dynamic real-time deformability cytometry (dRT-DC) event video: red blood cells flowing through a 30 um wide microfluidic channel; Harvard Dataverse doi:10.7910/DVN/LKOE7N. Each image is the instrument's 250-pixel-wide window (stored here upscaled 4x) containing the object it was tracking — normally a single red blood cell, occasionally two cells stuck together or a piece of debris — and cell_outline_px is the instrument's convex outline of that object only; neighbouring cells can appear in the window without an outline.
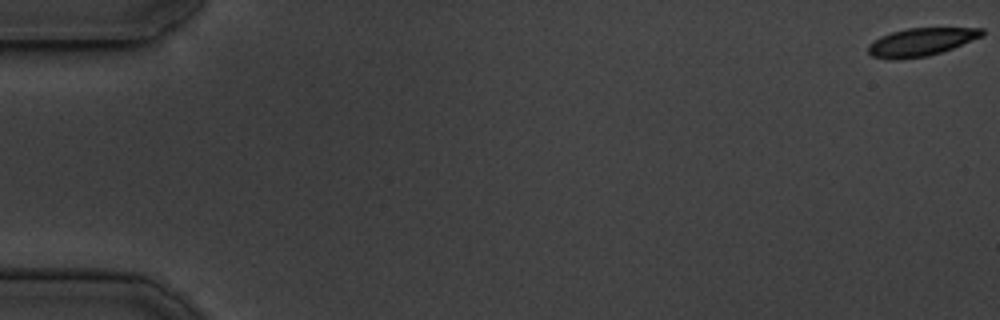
{"species": "common noctule bat (a hibernating species)", "species_latin": "Nyctalus noctula", "temperature_condition": "cold", "stored_images_in_passage": 56, "camera_frame_rate_fps": 3000, "um_per_image_px": 0.085, "animal": {"sex": "male", "body_mass_g": 19.5, "forearm_length_mm": 54.6}, "frame": {"image": 1, "passage_image": 1, "time_ms": 0.0, "image_size_px": [1000, 320], "cell_outline_px": [[984, 36], [952, 48], [928, 56], [896, 60], [872, 56], [868, 52], [868, 44], [880, 36], [892, 32], [908, 28], [984, 28]], "centroid_in_image_um": [78.29, 3.57], "position_along_channel_um": 6.7, "area_um2": 18.5}}
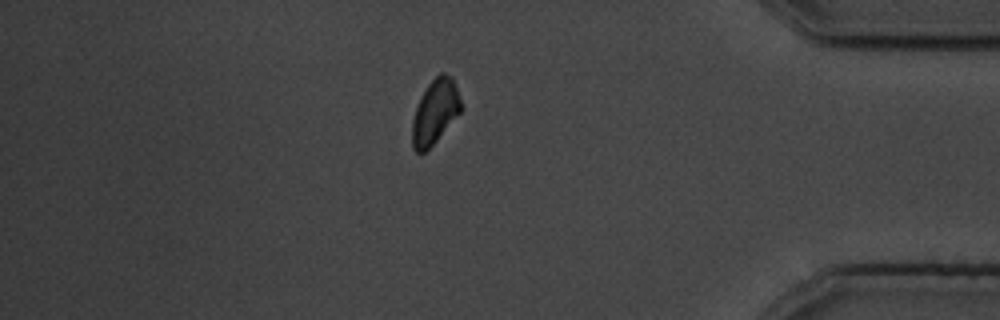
{"frame": {"image": 2, "passage_image": 48, "time_ms": 15.667, "image_size_px": [1000, 320], "cell_outline_px": [[464, 108], [436, 140], [424, 152], [416, 152], [412, 148], [412, 120], [416, 108], [428, 84], [440, 72], [444, 72], [452, 76]], "centroid_in_image_um": [37.0, 9.48], "position_along_channel_um": 398.2, "area_um2": 18.15}}
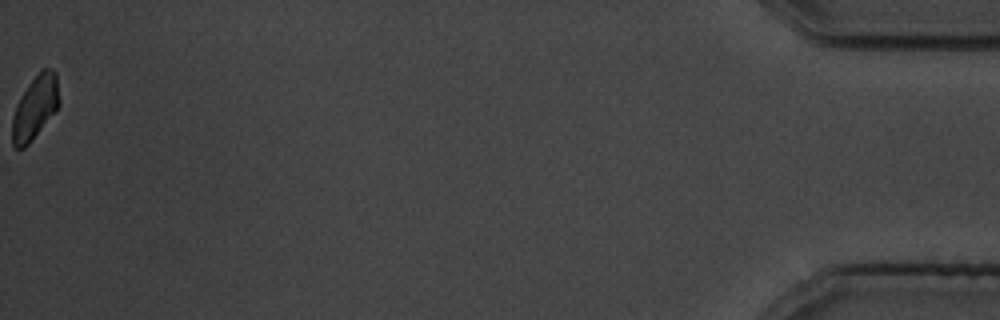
{"frame": {"image": 3, "passage_image": 56, "time_ms": 18.333, "image_size_px": [1000, 320], "cell_outline_px": [[60, 104], [32, 140], [24, 148], [16, 148], [12, 144], [12, 116], [16, 104], [20, 96], [28, 84], [40, 68], [52, 68], [56, 72], [60, 100]], "centroid_in_image_um": [2.98, 9.09], "position_along_channel_um": 432.2, "area_um2": 17.51}, "authors_computed_cell_mechanics": {"area_um2": 19.363, "velocity_mm_per_s": 3.6802, "shape_relaxation_time_tau1_ms": 2.3322, "shape_relaxation_time_tau2_ms": null, "deformation_change_tau1": 0.1036, "deformation_change_tau2": null}}